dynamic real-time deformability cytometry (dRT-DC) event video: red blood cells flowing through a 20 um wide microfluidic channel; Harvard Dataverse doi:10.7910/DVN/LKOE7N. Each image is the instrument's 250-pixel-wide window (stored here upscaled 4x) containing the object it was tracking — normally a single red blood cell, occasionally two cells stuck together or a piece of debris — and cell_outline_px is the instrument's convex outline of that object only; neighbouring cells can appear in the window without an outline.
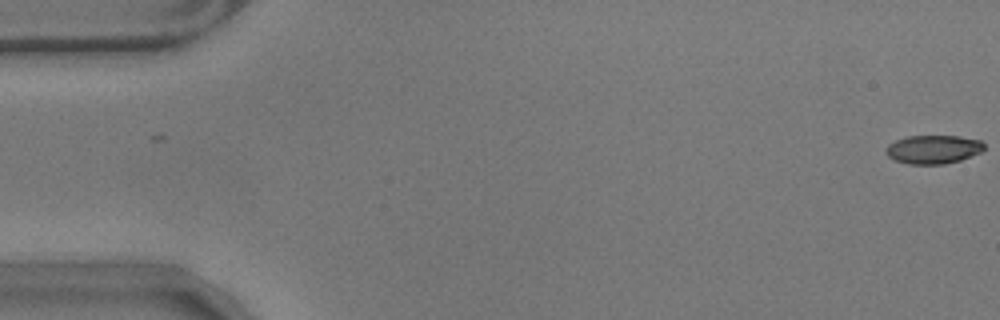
{"species": "common noctule bat (a hibernating species)", "species_latin": "Nyctalus noctula", "temperature_condition": "warm", "stored_images_in_passage": 11, "camera_frame_rate_fps": 3000, "um_per_image_px": 0.085, "animal": {"sex": "male", "body_mass_g": 17.9}, "frame": {"image": 1, "passage_image": 1, "time_ms": 0.0, "image_size_px": [1000, 320], "cell_outline_px": [[984, 148], [980, 152], [960, 160], [944, 164], [908, 164], [896, 160], [888, 156], [884, 152], [884, 148], [888, 144], [896, 140], [908, 136], [960, 136], [980, 140], [984, 144]], "centroid_in_image_um": [79.29, 12.69], "position_along_channel_um": 5.7, "area_um2": 16.36}}